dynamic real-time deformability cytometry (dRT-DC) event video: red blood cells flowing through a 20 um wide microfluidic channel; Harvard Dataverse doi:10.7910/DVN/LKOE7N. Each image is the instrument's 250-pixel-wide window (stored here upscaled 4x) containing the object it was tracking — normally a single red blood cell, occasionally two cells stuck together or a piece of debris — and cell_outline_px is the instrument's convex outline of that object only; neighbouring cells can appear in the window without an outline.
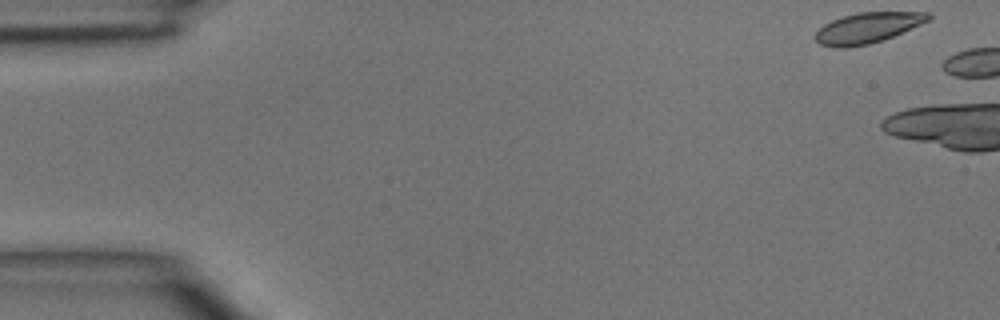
{"species": "common noctule bat (a hibernating species)", "species_latin": "Nyctalus noctula", "temperature_condition": "room temperature", "stored_images_in_passage": 4, "camera_frame_rate_fps": 3000, "um_per_image_px": 0.085, "animal": {"sex": "male", "body_mass_g": 15.6}, "frame": {"image": 1, "passage_image": 1, "time_ms": 0.0, "image_size_px": [1000, 320], "cell_outline_px": [[932, 16], [928, 20], [920, 24], [884, 40], [868, 44], [844, 48], [836, 48], [820, 44], [816, 40], [816, 32], [824, 24], [832, 20], [844, 16], [860, 12], [932, 12]], "centroid_in_image_um": [73.75, 2.37], "position_along_channel_um": 11.3, "area_um2": 19.94}}